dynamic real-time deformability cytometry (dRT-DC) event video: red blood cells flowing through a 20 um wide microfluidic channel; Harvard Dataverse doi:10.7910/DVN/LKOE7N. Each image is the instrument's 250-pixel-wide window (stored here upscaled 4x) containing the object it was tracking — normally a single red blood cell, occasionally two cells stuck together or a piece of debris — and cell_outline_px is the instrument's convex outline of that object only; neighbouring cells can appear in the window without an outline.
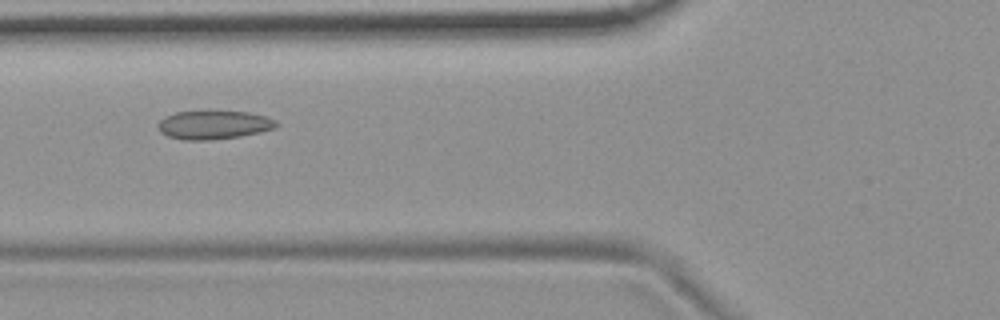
{"species": "common noctule bat (a hibernating species)", "species_latin": "Nyctalus noctula", "temperature_condition": "room temperature", "stored_images_in_passage": 8, "camera_frame_rate_fps": 3000, "um_per_image_px": 0.085, "animal": {"sex": "female", "body_mass_g": 19.9}, "frame": {"image": 1, "passage_image": 6, "time_ms": 1.667, "image_size_px": [1000, 320], "cell_outline_px": [[280, 124], [276, 128], [260, 132], [240, 136], [212, 140], [184, 140], [168, 136], [160, 132], [156, 124], [164, 116], [176, 112], [248, 112], [268, 116], [276, 120]], "centroid_in_image_um": [18.19, 10.62], "position_along_channel_um": 107.6, "area_um2": 19.77}}
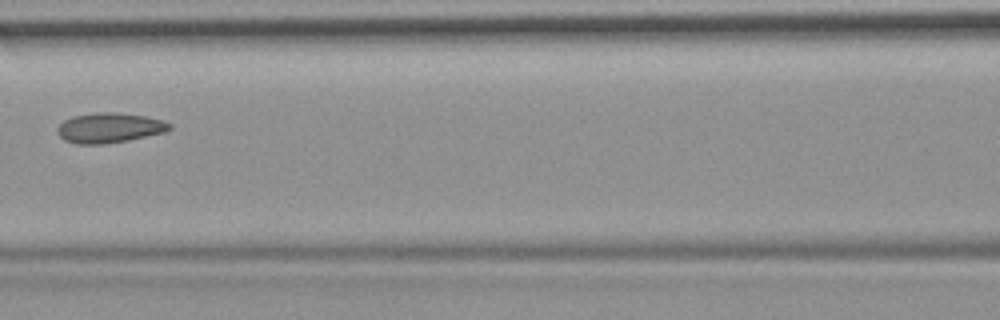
{"frame": {"image": 2, "passage_image": 7, "time_ms": 2.0, "image_size_px": [1000, 320], "cell_outline_px": [[172, 128], [164, 132], [128, 140], [100, 144], [76, 144], [64, 140], [56, 132], [56, 128], [64, 120], [72, 116], [96, 112], [112, 112], [148, 116], [164, 120], [172, 124]], "centroid_in_image_um": [9.29, 10.85], "position_along_channel_um": 157.3, "area_um2": 19.71}}